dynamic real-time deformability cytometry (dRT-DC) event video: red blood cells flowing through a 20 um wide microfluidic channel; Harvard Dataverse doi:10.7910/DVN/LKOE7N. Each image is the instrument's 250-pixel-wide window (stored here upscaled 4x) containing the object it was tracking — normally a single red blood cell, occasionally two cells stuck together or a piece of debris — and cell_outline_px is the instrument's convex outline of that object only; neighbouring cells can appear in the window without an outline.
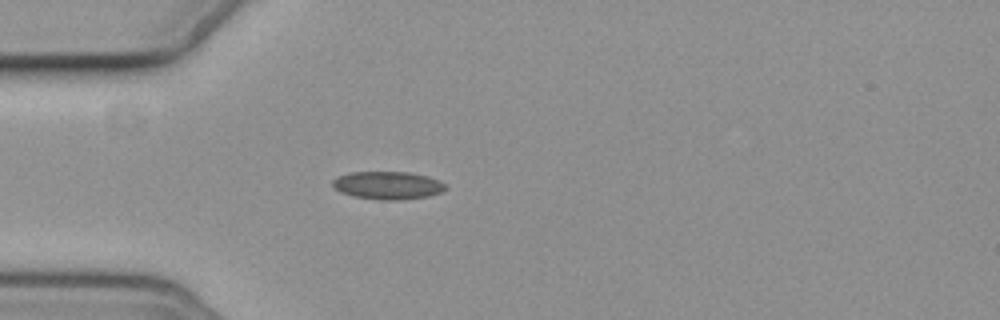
{"species": "common noctule bat (a hibernating species)", "species_latin": "Nyctalus noctula", "temperature_condition": "cold", "stored_images_in_passage": 1, "camera_frame_rate_fps": 3000, "um_per_image_px": 0.085, "animal": {"sex": "female", "body_mass_g": 19.3, "forearm_length_mm": 54.1}, "frame": {"image": 1, "passage_image": 1, "time_ms": 0.0, "image_size_px": [1000, 320], "cell_outline_px": [[444, 188], [440, 192], [428, 196], [396, 200], [380, 200], [352, 196], [340, 192], [332, 184], [332, 180], [336, 176], [348, 172], [412, 172], [428, 176], [440, 180], [444, 184]], "centroid_in_image_um": [32.91, 15.74], "position_along_channel_um": 52.1, "area_um2": 18.38}}